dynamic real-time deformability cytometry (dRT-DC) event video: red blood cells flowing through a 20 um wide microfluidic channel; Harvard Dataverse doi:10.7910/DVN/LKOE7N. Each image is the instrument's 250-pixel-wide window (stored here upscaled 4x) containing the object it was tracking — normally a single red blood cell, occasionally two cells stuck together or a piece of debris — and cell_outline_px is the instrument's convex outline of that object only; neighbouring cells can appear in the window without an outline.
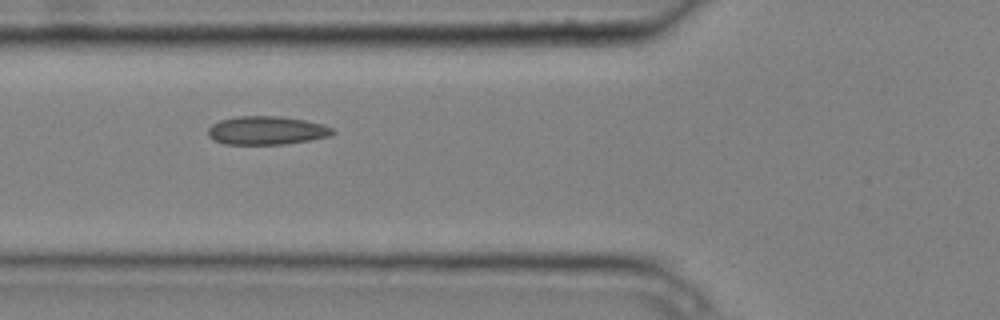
{"species": "common noctule bat (a hibernating species)", "species_latin": "Nyctalus noctula", "temperature_condition": "cold", "stored_images_in_passage": 9, "camera_frame_rate_fps": 3000, "um_per_image_px": 0.085, "animal": {"sex": "male", "body_mass_g": 20.4}, "frame": {"image": 1, "passage_image": 6, "time_ms": 1.667, "image_size_px": [1000, 320], "cell_outline_px": [[336, 132], [332, 136], [284, 144], [224, 144], [212, 140], [208, 136], [208, 128], [212, 124], [220, 120], [236, 116], [280, 116], [304, 120], [324, 124], [332, 128]], "centroid_in_image_um": [22.66, 11.09], "position_along_channel_um": 103.1, "area_um2": 20.81}}
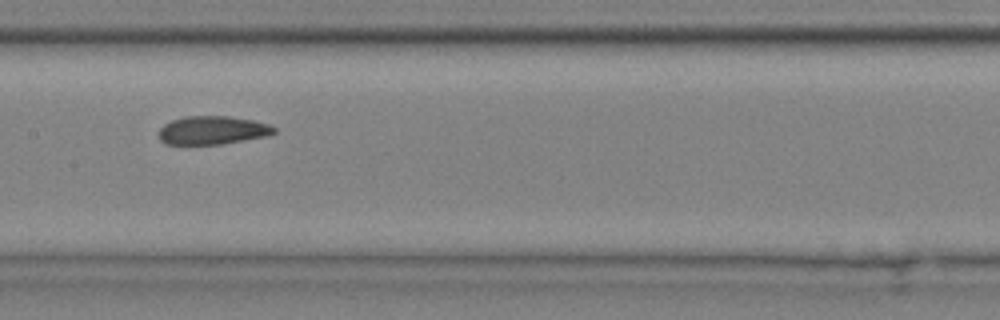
{"frame": {"image": 2, "passage_image": 8, "time_ms": 2.333, "image_size_px": [1000, 320], "cell_outline_px": [[276, 132], [268, 136], [220, 144], [164, 144], [160, 140], [160, 128], [164, 124], [172, 120], [184, 116], [228, 116], [252, 120], [268, 124], [276, 128]], "centroid_in_image_um": [18.06, 11.07], "position_along_channel_um": 189.3, "area_um2": 19.02}}
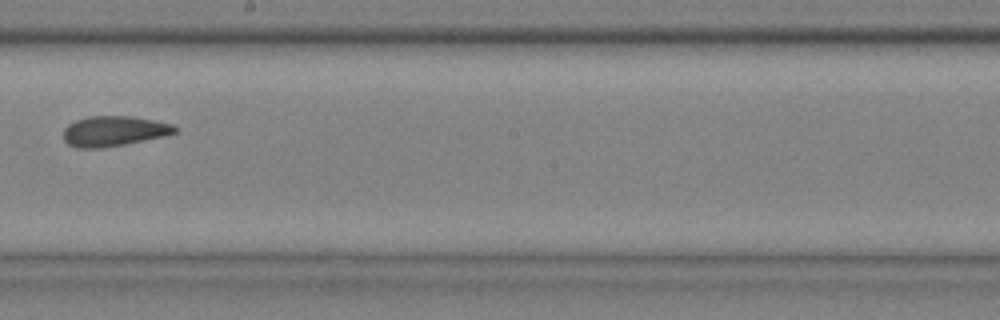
{"frame": {"image": 3, "passage_image": 9, "time_ms": 2.667, "image_size_px": [1000, 320], "cell_outline_px": [[176, 132], [164, 136], [124, 144], [100, 148], [76, 148], [68, 144], [64, 140], [64, 128], [68, 124], [76, 120], [88, 116], [132, 116], [172, 124], [176, 128]], "centroid_in_image_um": [9.64, 11.14], "position_along_channel_um": 238.6, "area_um2": 19.48}}